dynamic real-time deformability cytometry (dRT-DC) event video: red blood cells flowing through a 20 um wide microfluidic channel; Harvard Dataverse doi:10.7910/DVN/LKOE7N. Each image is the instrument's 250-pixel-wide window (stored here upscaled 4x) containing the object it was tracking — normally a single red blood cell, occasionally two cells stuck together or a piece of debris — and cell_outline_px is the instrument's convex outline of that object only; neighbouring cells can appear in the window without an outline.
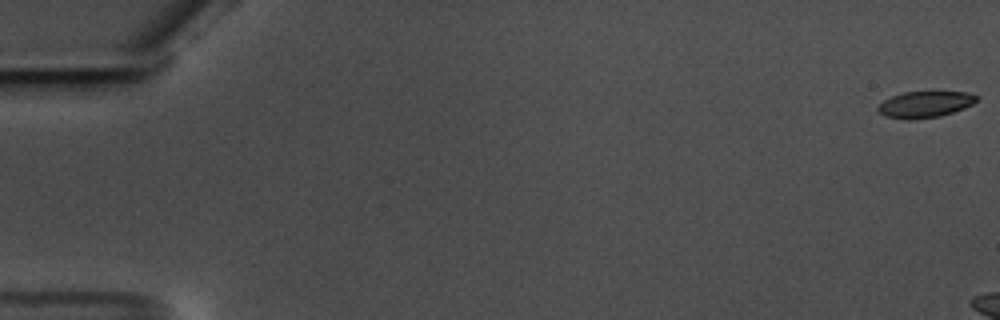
{"species": "common noctule bat (a hibernating species)", "species_latin": "Nyctalus noctula", "temperature_condition": "warm", "stored_images_in_passage": 11, "camera_frame_rate_fps": 3000, "um_per_image_px": 0.085, "animal": {"sex": "male", "body_mass_g": 17.5, "forearm_length_mm": 52.3}, "frame": {"image": 1, "passage_image": 1, "time_ms": 0.0, "image_size_px": [1000, 320], "cell_outline_px": [[980, 96], [972, 104], [964, 108], [940, 116], [912, 120], [908, 120], [884, 116], [876, 108], [884, 100], [892, 96], [904, 92], [968, 92]], "centroid_in_image_um": [78.62, 8.88], "position_along_channel_um": 6.4, "area_um2": 15.09}}